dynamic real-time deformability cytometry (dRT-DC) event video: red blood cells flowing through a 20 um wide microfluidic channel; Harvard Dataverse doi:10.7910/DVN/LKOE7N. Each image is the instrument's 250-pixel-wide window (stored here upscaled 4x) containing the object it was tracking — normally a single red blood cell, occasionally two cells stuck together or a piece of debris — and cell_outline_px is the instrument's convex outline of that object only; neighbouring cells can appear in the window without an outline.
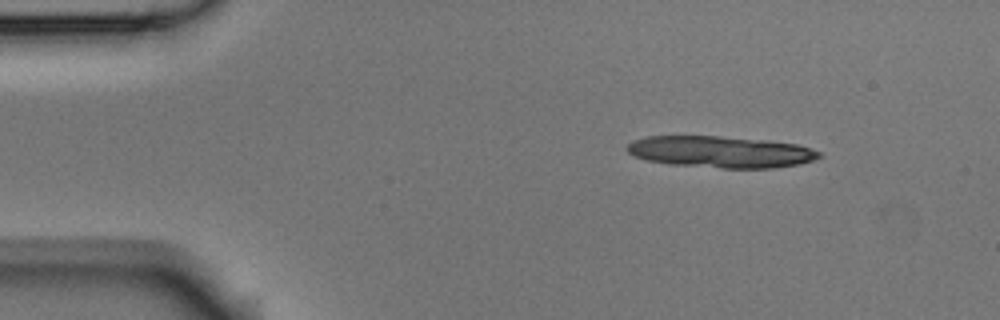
{"species": "Egyptian fruit bat (a non-hibernating species)", "species_latin": "Rousettus aegyptiacus", "temperature_condition": "room temperature", "stored_images_in_passage": 3, "camera_frame_rate_fps": 3000, "um_per_image_px": 0.085, "animal": {"sex": "male"}, "frame": {"image": 1, "passage_image": 1, "time_ms": 0.0, "image_size_px": [1000, 320], "cell_outline_px": [[820, 156], [812, 160], [800, 164], [772, 168], [720, 168], [668, 164], [644, 160], [628, 152], [624, 148], [632, 140], [648, 136], [716, 136], [768, 140], [796, 144], [820, 152]], "centroid_in_image_um": [61.19, 12.91], "position_along_channel_um": 23.8, "area_um2": 35.37}}